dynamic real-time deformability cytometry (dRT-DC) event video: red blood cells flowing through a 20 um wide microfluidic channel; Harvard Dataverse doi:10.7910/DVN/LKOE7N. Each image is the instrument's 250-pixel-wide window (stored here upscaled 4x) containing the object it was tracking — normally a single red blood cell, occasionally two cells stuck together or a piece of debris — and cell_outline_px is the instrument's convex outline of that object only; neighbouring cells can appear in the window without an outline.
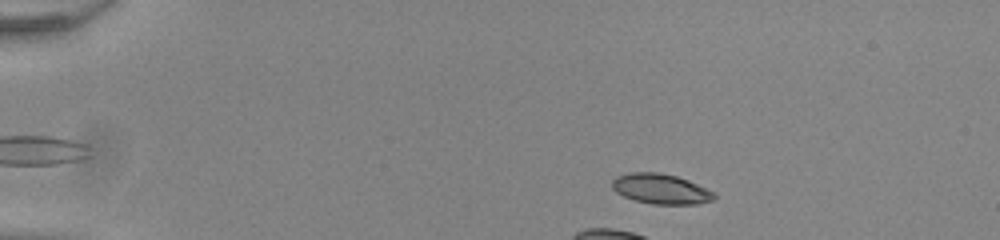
{"species": "common noctule bat (a hibernating species)", "species_latin": "Nyctalus noctula", "temperature_condition": "room temperature", "stored_images_in_passage": 8, "camera_frame_rate_fps": 3000, "um_per_image_px": 0.085, "animal": {"sex": "male", "body_mass_g": 20.0, "forearm_length_mm": 53.3}, "frame": {"image": 1, "passage_image": 4, "time_ms": 1.0, "image_size_px": [1000, 240], "cell_outline_px": [[716, 196], [712, 200], [696, 204], [652, 204], [636, 200], [624, 196], [616, 192], [612, 188], [612, 180], [616, 176], [632, 172], [656, 172], [676, 176], [688, 180], [716, 192]], "centroid_in_image_um": [56.18, 16.05], "position_along_channel_um": 28.8, "area_um2": 17.86}}